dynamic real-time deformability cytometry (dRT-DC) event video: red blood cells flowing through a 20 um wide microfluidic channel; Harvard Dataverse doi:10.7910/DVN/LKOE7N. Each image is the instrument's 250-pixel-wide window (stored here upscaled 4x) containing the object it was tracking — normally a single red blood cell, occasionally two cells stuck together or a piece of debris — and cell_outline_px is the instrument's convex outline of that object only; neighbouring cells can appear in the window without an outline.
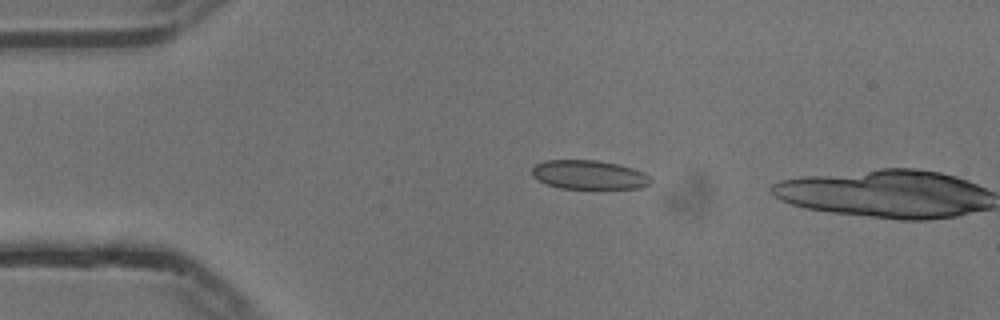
{"species": "common noctule bat (a hibernating species)", "species_latin": "Nyctalus noctula", "temperature_condition": "cold", "stored_images_in_passage": 2, "camera_frame_rate_fps": 3000, "um_per_image_px": 0.085, "animal": {"sex": "male", "body_mass_g": 13.3}, "frame": {"image": 1, "passage_image": 1, "time_ms": 0.0, "image_size_px": [1000, 320], "cell_outline_px": [[652, 180], [648, 184], [640, 188], [560, 188], [548, 184], [532, 176], [532, 168], [536, 164], [544, 160], [596, 160], [620, 164], [644, 172]], "centroid_in_image_um": [50.06, 14.84], "position_along_channel_um": 34.9, "area_um2": 19.94}}